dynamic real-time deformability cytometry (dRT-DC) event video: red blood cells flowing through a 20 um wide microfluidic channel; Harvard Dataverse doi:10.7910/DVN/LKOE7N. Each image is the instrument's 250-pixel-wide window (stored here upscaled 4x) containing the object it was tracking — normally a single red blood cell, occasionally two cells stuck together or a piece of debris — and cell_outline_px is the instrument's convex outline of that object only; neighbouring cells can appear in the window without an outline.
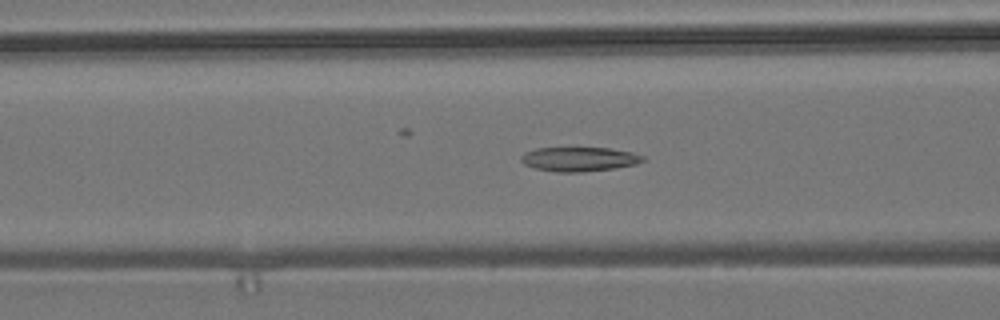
{"species": "common noctule bat (a hibernating species)", "species_latin": "Nyctalus noctula", "temperature_condition": "room temperature", "stored_images_in_passage": 53, "camera_frame_rate_fps": 3000, "um_per_image_px": 0.085, "animal": {"sex": "male", "body_mass_g": 19.2, "forearm_length_mm": 51.8}, "frame": {"image": 1, "passage_image": 18, "time_ms": 5.667, "image_size_px": [1000, 320], "cell_outline_px": [[648, 160], [636, 164], [616, 168], [580, 172], [556, 172], [536, 168], [524, 164], [520, 160], [520, 156], [524, 152], [536, 148], [612, 148], [632, 152], [644, 156]], "centroid_in_image_um": [49.26, 13.52], "position_along_channel_um": 117.3, "area_um2": 17.4}}
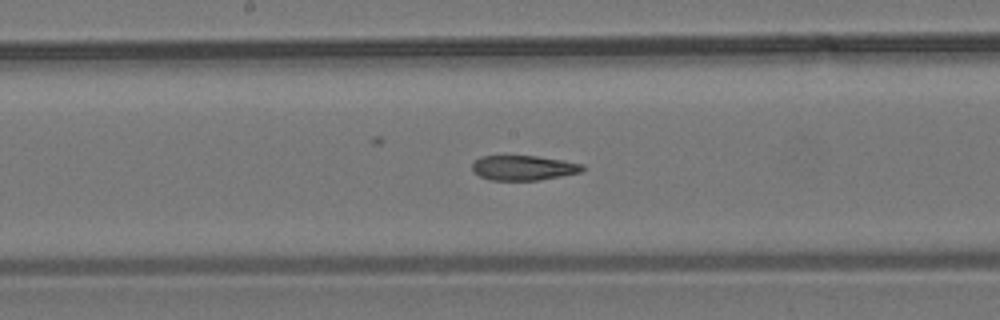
{"frame": {"image": 2, "passage_image": 25, "time_ms": 8.0, "image_size_px": [1000, 320], "cell_outline_px": [[584, 168], [580, 172], [540, 180], [492, 180], [480, 176], [472, 172], [472, 164], [480, 156], [536, 156], [564, 160], [584, 164]], "centroid_in_image_um": [44.49, 14.26], "position_along_channel_um": 203.7, "area_um2": 15.95}}
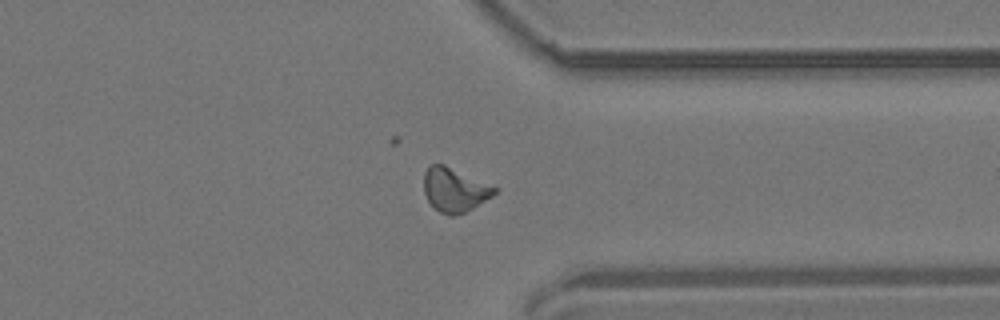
{"frame": {"image": 3, "passage_image": 39, "time_ms": 12.667, "image_size_px": [1000, 320], "cell_outline_px": [[496, 192], [492, 196], [472, 208], [464, 212], [452, 216], [448, 216], [440, 212], [428, 200], [424, 192], [424, 172], [432, 164], [444, 164], [496, 188]], "centroid_in_image_um": [38.6, 16.14], "position_along_channel_um": 372.8, "area_um2": 17.57}, "authors_computed_cell_mechanics": {"area_um2": 17.3978, "velocity_mm_per_s": 3.6892, "shape_relaxation_time_tau1_ms": null, "shape_relaxation_time_tau2_ms": 3.2152, "deformation_change_tau1": null, "deformation_change_tau2": 0.101}}